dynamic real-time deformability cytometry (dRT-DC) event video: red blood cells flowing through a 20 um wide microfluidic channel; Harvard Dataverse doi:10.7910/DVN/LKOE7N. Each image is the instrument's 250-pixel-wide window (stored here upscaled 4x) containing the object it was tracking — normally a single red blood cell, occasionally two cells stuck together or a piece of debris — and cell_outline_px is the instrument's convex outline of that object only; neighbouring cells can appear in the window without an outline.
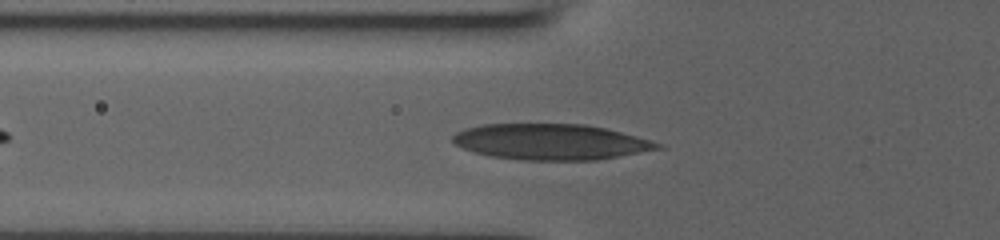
{"species": "human", "species_latin": "Homo sapiens", "temperature_condition": "room temperature", "stored_images_in_passage": 38, "camera_frame_rate_fps": 3000, "um_per_image_px": 0.085, "donor": {"sex": "male"}, "frame": {"image": 1, "passage_image": 6, "time_ms": 1.667, "image_size_px": [1000, 240], "cell_outline_px": [[668, 148], [596, 160], [520, 160], [492, 156], [476, 152], [464, 148], [456, 144], [452, 140], [452, 136], [456, 132], [464, 128], [484, 124], [584, 124], [604, 128], [636, 136], [664, 144]], "centroid_in_image_um": [46.87, 12.06], "position_along_channel_um": 78.9, "area_um2": 42.83}}
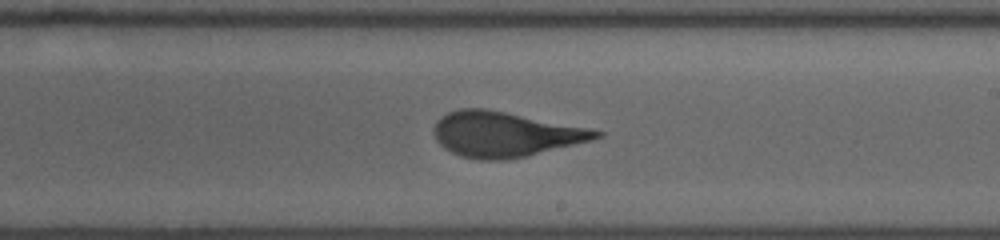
{"frame": {"image": 2, "passage_image": 18, "time_ms": 5.667, "image_size_px": [1000, 240], "cell_outline_px": [[604, 136], [592, 140], [528, 156], [504, 160], [480, 160], [460, 156], [444, 148], [436, 140], [432, 132], [436, 120], [440, 116], [448, 112], [460, 108], [484, 108], [588, 128], [604, 132]], "centroid_in_image_um": [42.88, 11.42], "position_along_channel_um": 246.1, "area_um2": 42.6}}
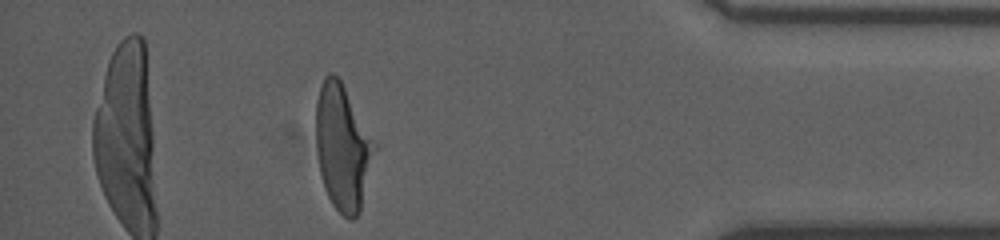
{"frame": {"image": 3, "passage_image": 32, "time_ms": 10.333, "image_size_px": [1000, 240], "cell_outline_px": [[376, 148], [360, 212], [352, 220], [348, 220], [332, 204], [324, 188], [320, 172], [316, 148], [316, 100], [324, 76], [328, 72], [332, 72], [340, 80], [376, 144]], "centroid_in_image_um": [29.11, 12.54], "position_along_channel_um": 406.1, "area_um2": 42.48}}